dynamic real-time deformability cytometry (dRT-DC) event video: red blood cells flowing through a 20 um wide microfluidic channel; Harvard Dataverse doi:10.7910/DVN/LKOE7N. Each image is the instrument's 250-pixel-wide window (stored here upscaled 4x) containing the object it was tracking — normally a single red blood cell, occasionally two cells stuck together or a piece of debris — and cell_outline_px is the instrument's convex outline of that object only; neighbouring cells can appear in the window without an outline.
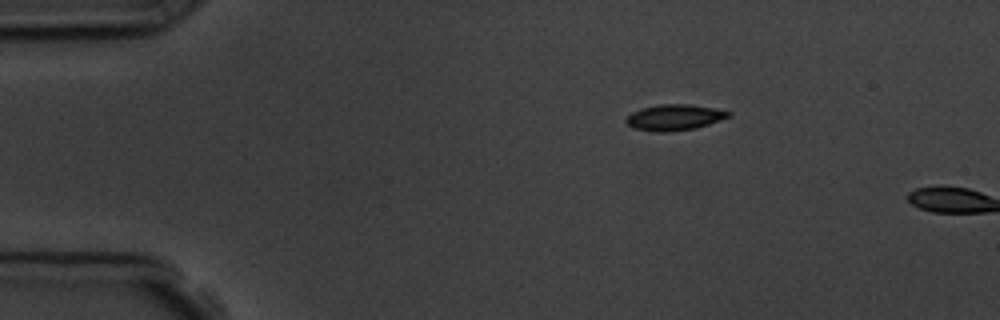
{"species": "common noctule bat (a hibernating species)", "species_latin": "Nyctalus noctula", "temperature_condition": "room temperature", "stored_images_in_passage": 2, "camera_frame_rate_fps": 3000, "um_per_image_px": 0.085, "animal": {"sex": "male", "body_mass_g": 19.5, "forearm_length_mm": 54.6}, "frame": {"image": 1, "passage_image": 1, "time_ms": 0.0, "image_size_px": [1000, 320], "cell_outline_px": [[732, 116], [696, 128], [664, 132], [656, 132], [632, 128], [624, 120], [632, 112], [640, 108], [660, 104], [688, 104], [712, 108], [732, 112]], "centroid_in_image_um": [57.3, 9.98], "position_along_channel_um": 27.7, "area_um2": 15.43}}